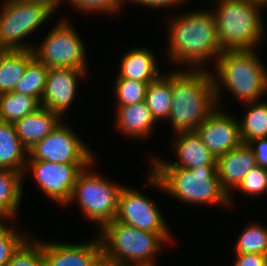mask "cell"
I'll list each match as a JSON object with an SVG mask.
<instances>
[{
    "label": "cell",
    "instance_id": "6",
    "mask_svg": "<svg viewBox=\"0 0 267 266\" xmlns=\"http://www.w3.org/2000/svg\"><path fill=\"white\" fill-rule=\"evenodd\" d=\"M98 234L102 255L112 266H155V256L167 243L158 233L116 220L106 224Z\"/></svg>",
    "mask_w": 267,
    "mask_h": 266
},
{
    "label": "cell",
    "instance_id": "27",
    "mask_svg": "<svg viewBox=\"0 0 267 266\" xmlns=\"http://www.w3.org/2000/svg\"><path fill=\"white\" fill-rule=\"evenodd\" d=\"M49 68L34 57L27 66L22 79L16 84L14 92L34 97L41 102Z\"/></svg>",
    "mask_w": 267,
    "mask_h": 266
},
{
    "label": "cell",
    "instance_id": "17",
    "mask_svg": "<svg viewBox=\"0 0 267 266\" xmlns=\"http://www.w3.org/2000/svg\"><path fill=\"white\" fill-rule=\"evenodd\" d=\"M172 145L178 161L165 160L169 165L187 169L216 167L217 158L203 144L196 132L176 134Z\"/></svg>",
    "mask_w": 267,
    "mask_h": 266
},
{
    "label": "cell",
    "instance_id": "5",
    "mask_svg": "<svg viewBox=\"0 0 267 266\" xmlns=\"http://www.w3.org/2000/svg\"><path fill=\"white\" fill-rule=\"evenodd\" d=\"M217 35L222 52L257 50L265 34L261 0H213Z\"/></svg>",
    "mask_w": 267,
    "mask_h": 266
},
{
    "label": "cell",
    "instance_id": "13",
    "mask_svg": "<svg viewBox=\"0 0 267 266\" xmlns=\"http://www.w3.org/2000/svg\"><path fill=\"white\" fill-rule=\"evenodd\" d=\"M195 132L216 158L243 143L239 121L221 107H217Z\"/></svg>",
    "mask_w": 267,
    "mask_h": 266
},
{
    "label": "cell",
    "instance_id": "19",
    "mask_svg": "<svg viewBox=\"0 0 267 266\" xmlns=\"http://www.w3.org/2000/svg\"><path fill=\"white\" fill-rule=\"evenodd\" d=\"M115 111V127L124 136L129 137V139L138 138L139 140H143V138L149 137L157 124L151 115L146 101L116 107Z\"/></svg>",
    "mask_w": 267,
    "mask_h": 266
},
{
    "label": "cell",
    "instance_id": "3",
    "mask_svg": "<svg viewBox=\"0 0 267 266\" xmlns=\"http://www.w3.org/2000/svg\"><path fill=\"white\" fill-rule=\"evenodd\" d=\"M171 71L172 106L167 118L175 134L195 132L217 108L211 70Z\"/></svg>",
    "mask_w": 267,
    "mask_h": 266
},
{
    "label": "cell",
    "instance_id": "11",
    "mask_svg": "<svg viewBox=\"0 0 267 266\" xmlns=\"http://www.w3.org/2000/svg\"><path fill=\"white\" fill-rule=\"evenodd\" d=\"M116 221L136 229L158 233L167 243L171 231L157 204L144 193L123 186L118 199Z\"/></svg>",
    "mask_w": 267,
    "mask_h": 266
},
{
    "label": "cell",
    "instance_id": "36",
    "mask_svg": "<svg viewBox=\"0 0 267 266\" xmlns=\"http://www.w3.org/2000/svg\"><path fill=\"white\" fill-rule=\"evenodd\" d=\"M187 1L189 0H126V3L133 2L135 4H139V6L142 5L147 8H170L171 6L176 7L177 5L182 7L187 3Z\"/></svg>",
    "mask_w": 267,
    "mask_h": 266
},
{
    "label": "cell",
    "instance_id": "9",
    "mask_svg": "<svg viewBox=\"0 0 267 266\" xmlns=\"http://www.w3.org/2000/svg\"><path fill=\"white\" fill-rule=\"evenodd\" d=\"M65 17L54 25L44 40L33 49L35 57L48 68H69L87 71L83 40Z\"/></svg>",
    "mask_w": 267,
    "mask_h": 266
},
{
    "label": "cell",
    "instance_id": "33",
    "mask_svg": "<svg viewBox=\"0 0 267 266\" xmlns=\"http://www.w3.org/2000/svg\"><path fill=\"white\" fill-rule=\"evenodd\" d=\"M65 1V0H64ZM69 1V2H68ZM70 3L77 12L84 13H106L114 14L118 13L122 5L126 3V0H66Z\"/></svg>",
    "mask_w": 267,
    "mask_h": 266
},
{
    "label": "cell",
    "instance_id": "10",
    "mask_svg": "<svg viewBox=\"0 0 267 266\" xmlns=\"http://www.w3.org/2000/svg\"><path fill=\"white\" fill-rule=\"evenodd\" d=\"M68 125L60 122L44 139L28 151V160L61 164H92L93 150Z\"/></svg>",
    "mask_w": 267,
    "mask_h": 266
},
{
    "label": "cell",
    "instance_id": "20",
    "mask_svg": "<svg viewBox=\"0 0 267 266\" xmlns=\"http://www.w3.org/2000/svg\"><path fill=\"white\" fill-rule=\"evenodd\" d=\"M155 53L148 48L135 47L128 50L120 60L118 76L147 84L156 80L162 72L157 67Z\"/></svg>",
    "mask_w": 267,
    "mask_h": 266
},
{
    "label": "cell",
    "instance_id": "35",
    "mask_svg": "<svg viewBox=\"0 0 267 266\" xmlns=\"http://www.w3.org/2000/svg\"><path fill=\"white\" fill-rule=\"evenodd\" d=\"M233 266H267V255L259 253L235 254Z\"/></svg>",
    "mask_w": 267,
    "mask_h": 266
},
{
    "label": "cell",
    "instance_id": "32",
    "mask_svg": "<svg viewBox=\"0 0 267 266\" xmlns=\"http://www.w3.org/2000/svg\"><path fill=\"white\" fill-rule=\"evenodd\" d=\"M235 190L249 197H261L267 193V170L256 166L249 171Z\"/></svg>",
    "mask_w": 267,
    "mask_h": 266
},
{
    "label": "cell",
    "instance_id": "23",
    "mask_svg": "<svg viewBox=\"0 0 267 266\" xmlns=\"http://www.w3.org/2000/svg\"><path fill=\"white\" fill-rule=\"evenodd\" d=\"M24 174L0 169V221L17 218L23 195Z\"/></svg>",
    "mask_w": 267,
    "mask_h": 266
},
{
    "label": "cell",
    "instance_id": "4",
    "mask_svg": "<svg viewBox=\"0 0 267 266\" xmlns=\"http://www.w3.org/2000/svg\"><path fill=\"white\" fill-rule=\"evenodd\" d=\"M255 51H226L217 58L211 70L217 107H223L225 88L241 103L259 101L267 93V69Z\"/></svg>",
    "mask_w": 267,
    "mask_h": 266
},
{
    "label": "cell",
    "instance_id": "15",
    "mask_svg": "<svg viewBox=\"0 0 267 266\" xmlns=\"http://www.w3.org/2000/svg\"><path fill=\"white\" fill-rule=\"evenodd\" d=\"M96 235L90 242L80 244L43 240L45 266H91L102 255L100 237Z\"/></svg>",
    "mask_w": 267,
    "mask_h": 266
},
{
    "label": "cell",
    "instance_id": "12",
    "mask_svg": "<svg viewBox=\"0 0 267 266\" xmlns=\"http://www.w3.org/2000/svg\"><path fill=\"white\" fill-rule=\"evenodd\" d=\"M91 164H61L42 160H27L23 177L30 172L33 175L37 187L44 194L65 206L73 192L78 175Z\"/></svg>",
    "mask_w": 267,
    "mask_h": 266
},
{
    "label": "cell",
    "instance_id": "1",
    "mask_svg": "<svg viewBox=\"0 0 267 266\" xmlns=\"http://www.w3.org/2000/svg\"><path fill=\"white\" fill-rule=\"evenodd\" d=\"M185 12L169 16L168 61L180 69H205L222 54L214 14L211 9Z\"/></svg>",
    "mask_w": 267,
    "mask_h": 266
},
{
    "label": "cell",
    "instance_id": "34",
    "mask_svg": "<svg viewBox=\"0 0 267 266\" xmlns=\"http://www.w3.org/2000/svg\"><path fill=\"white\" fill-rule=\"evenodd\" d=\"M247 144L254 153L256 165L267 170V137L251 140Z\"/></svg>",
    "mask_w": 267,
    "mask_h": 266
},
{
    "label": "cell",
    "instance_id": "2",
    "mask_svg": "<svg viewBox=\"0 0 267 266\" xmlns=\"http://www.w3.org/2000/svg\"><path fill=\"white\" fill-rule=\"evenodd\" d=\"M153 157L150 158L148 185L155 186L182 203L230 206L229 195L220 185L216 167H173L164 158Z\"/></svg>",
    "mask_w": 267,
    "mask_h": 266
},
{
    "label": "cell",
    "instance_id": "26",
    "mask_svg": "<svg viewBox=\"0 0 267 266\" xmlns=\"http://www.w3.org/2000/svg\"><path fill=\"white\" fill-rule=\"evenodd\" d=\"M40 103L31 96L14 91L0 94V121L15 124L19 119L33 113Z\"/></svg>",
    "mask_w": 267,
    "mask_h": 266
},
{
    "label": "cell",
    "instance_id": "31",
    "mask_svg": "<svg viewBox=\"0 0 267 266\" xmlns=\"http://www.w3.org/2000/svg\"><path fill=\"white\" fill-rule=\"evenodd\" d=\"M8 221H0V266H7L14 252L29 237L16 230L17 226H9ZM16 227V228H15Z\"/></svg>",
    "mask_w": 267,
    "mask_h": 266
},
{
    "label": "cell",
    "instance_id": "18",
    "mask_svg": "<svg viewBox=\"0 0 267 266\" xmlns=\"http://www.w3.org/2000/svg\"><path fill=\"white\" fill-rule=\"evenodd\" d=\"M59 114L40 106L33 113L19 119L14 125L21 143L29 151L48 136L62 121Z\"/></svg>",
    "mask_w": 267,
    "mask_h": 266
},
{
    "label": "cell",
    "instance_id": "38",
    "mask_svg": "<svg viewBox=\"0 0 267 266\" xmlns=\"http://www.w3.org/2000/svg\"><path fill=\"white\" fill-rule=\"evenodd\" d=\"M91 266H112L107 259L101 255Z\"/></svg>",
    "mask_w": 267,
    "mask_h": 266
},
{
    "label": "cell",
    "instance_id": "16",
    "mask_svg": "<svg viewBox=\"0 0 267 266\" xmlns=\"http://www.w3.org/2000/svg\"><path fill=\"white\" fill-rule=\"evenodd\" d=\"M256 160L248 144L242 143L224 155L217 157L216 171L221 187L229 195V204L232 202V193L251 169L256 167Z\"/></svg>",
    "mask_w": 267,
    "mask_h": 266
},
{
    "label": "cell",
    "instance_id": "29",
    "mask_svg": "<svg viewBox=\"0 0 267 266\" xmlns=\"http://www.w3.org/2000/svg\"><path fill=\"white\" fill-rule=\"evenodd\" d=\"M7 266H45L43 240L29 236L14 252Z\"/></svg>",
    "mask_w": 267,
    "mask_h": 266
},
{
    "label": "cell",
    "instance_id": "37",
    "mask_svg": "<svg viewBox=\"0 0 267 266\" xmlns=\"http://www.w3.org/2000/svg\"><path fill=\"white\" fill-rule=\"evenodd\" d=\"M29 1H38V2H42V3H47L49 4L55 11L58 10V7L61 5V1L64 0H29Z\"/></svg>",
    "mask_w": 267,
    "mask_h": 266
},
{
    "label": "cell",
    "instance_id": "22",
    "mask_svg": "<svg viewBox=\"0 0 267 266\" xmlns=\"http://www.w3.org/2000/svg\"><path fill=\"white\" fill-rule=\"evenodd\" d=\"M34 57L33 50H0V94L14 91Z\"/></svg>",
    "mask_w": 267,
    "mask_h": 266
},
{
    "label": "cell",
    "instance_id": "24",
    "mask_svg": "<svg viewBox=\"0 0 267 266\" xmlns=\"http://www.w3.org/2000/svg\"><path fill=\"white\" fill-rule=\"evenodd\" d=\"M145 101L156 122L167 120L172 106L171 71L147 85Z\"/></svg>",
    "mask_w": 267,
    "mask_h": 266
},
{
    "label": "cell",
    "instance_id": "28",
    "mask_svg": "<svg viewBox=\"0 0 267 266\" xmlns=\"http://www.w3.org/2000/svg\"><path fill=\"white\" fill-rule=\"evenodd\" d=\"M234 250L235 254L267 255V227L255 222L245 226L238 237Z\"/></svg>",
    "mask_w": 267,
    "mask_h": 266
},
{
    "label": "cell",
    "instance_id": "14",
    "mask_svg": "<svg viewBox=\"0 0 267 266\" xmlns=\"http://www.w3.org/2000/svg\"><path fill=\"white\" fill-rule=\"evenodd\" d=\"M88 71L49 68L40 105L63 117L74 102L78 80Z\"/></svg>",
    "mask_w": 267,
    "mask_h": 266
},
{
    "label": "cell",
    "instance_id": "30",
    "mask_svg": "<svg viewBox=\"0 0 267 266\" xmlns=\"http://www.w3.org/2000/svg\"><path fill=\"white\" fill-rule=\"evenodd\" d=\"M115 107H122L145 101L147 83L122 79L118 75L114 82Z\"/></svg>",
    "mask_w": 267,
    "mask_h": 266
},
{
    "label": "cell",
    "instance_id": "25",
    "mask_svg": "<svg viewBox=\"0 0 267 266\" xmlns=\"http://www.w3.org/2000/svg\"><path fill=\"white\" fill-rule=\"evenodd\" d=\"M245 104L244 116L239 120L240 134L244 144L257 138L267 137V101H253Z\"/></svg>",
    "mask_w": 267,
    "mask_h": 266
},
{
    "label": "cell",
    "instance_id": "7",
    "mask_svg": "<svg viewBox=\"0 0 267 266\" xmlns=\"http://www.w3.org/2000/svg\"><path fill=\"white\" fill-rule=\"evenodd\" d=\"M93 165L95 166L94 162L78 175L72 196L66 205L77 201L82 215L96 222L100 231L106 224L115 220L119 193L124 185L90 170Z\"/></svg>",
    "mask_w": 267,
    "mask_h": 266
},
{
    "label": "cell",
    "instance_id": "21",
    "mask_svg": "<svg viewBox=\"0 0 267 266\" xmlns=\"http://www.w3.org/2000/svg\"><path fill=\"white\" fill-rule=\"evenodd\" d=\"M28 150L21 143L15 125L0 121V169L24 174Z\"/></svg>",
    "mask_w": 267,
    "mask_h": 266
},
{
    "label": "cell",
    "instance_id": "8",
    "mask_svg": "<svg viewBox=\"0 0 267 266\" xmlns=\"http://www.w3.org/2000/svg\"><path fill=\"white\" fill-rule=\"evenodd\" d=\"M0 8V50H33L26 38L39 30L55 12L47 3L5 0Z\"/></svg>",
    "mask_w": 267,
    "mask_h": 266
}]
</instances>
